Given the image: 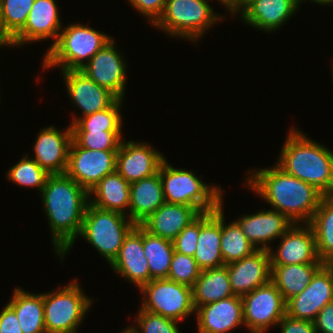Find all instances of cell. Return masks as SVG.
Returning a JSON list of instances; mask_svg holds the SVG:
<instances>
[{"label":"cell","instance_id":"83f0119b","mask_svg":"<svg viewBox=\"0 0 333 333\" xmlns=\"http://www.w3.org/2000/svg\"><path fill=\"white\" fill-rule=\"evenodd\" d=\"M7 305L16 313L23 333H47L44 323L43 293L15 288Z\"/></svg>","mask_w":333,"mask_h":333},{"label":"cell","instance_id":"b9f144b4","mask_svg":"<svg viewBox=\"0 0 333 333\" xmlns=\"http://www.w3.org/2000/svg\"><path fill=\"white\" fill-rule=\"evenodd\" d=\"M280 333H316L314 322L285 315L277 325Z\"/></svg>","mask_w":333,"mask_h":333},{"label":"cell","instance_id":"d590c367","mask_svg":"<svg viewBox=\"0 0 333 333\" xmlns=\"http://www.w3.org/2000/svg\"><path fill=\"white\" fill-rule=\"evenodd\" d=\"M122 131L72 130V141L79 147L90 150L118 151Z\"/></svg>","mask_w":333,"mask_h":333},{"label":"cell","instance_id":"7c38bea8","mask_svg":"<svg viewBox=\"0 0 333 333\" xmlns=\"http://www.w3.org/2000/svg\"><path fill=\"white\" fill-rule=\"evenodd\" d=\"M333 301V264H323L313 275L309 285L286 301V315L314 322L317 314Z\"/></svg>","mask_w":333,"mask_h":333},{"label":"cell","instance_id":"2e32d148","mask_svg":"<svg viewBox=\"0 0 333 333\" xmlns=\"http://www.w3.org/2000/svg\"><path fill=\"white\" fill-rule=\"evenodd\" d=\"M72 143V129L69 124L64 130L54 125L42 128L33 146L35 162L49 174H64L68 166Z\"/></svg>","mask_w":333,"mask_h":333},{"label":"cell","instance_id":"f6af8a7d","mask_svg":"<svg viewBox=\"0 0 333 333\" xmlns=\"http://www.w3.org/2000/svg\"><path fill=\"white\" fill-rule=\"evenodd\" d=\"M252 0H235L227 9L231 15H236L239 13L251 2Z\"/></svg>","mask_w":333,"mask_h":333},{"label":"cell","instance_id":"9c48e42d","mask_svg":"<svg viewBox=\"0 0 333 333\" xmlns=\"http://www.w3.org/2000/svg\"><path fill=\"white\" fill-rule=\"evenodd\" d=\"M138 290L143 294L141 309L180 322L193 313L192 288L168 278L153 279Z\"/></svg>","mask_w":333,"mask_h":333},{"label":"cell","instance_id":"9a60e30c","mask_svg":"<svg viewBox=\"0 0 333 333\" xmlns=\"http://www.w3.org/2000/svg\"><path fill=\"white\" fill-rule=\"evenodd\" d=\"M269 249L271 265L323 263L317 255L313 229L309 223H294Z\"/></svg>","mask_w":333,"mask_h":333},{"label":"cell","instance_id":"f546056e","mask_svg":"<svg viewBox=\"0 0 333 333\" xmlns=\"http://www.w3.org/2000/svg\"><path fill=\"white\" fill-rule=\"evenodd\" d=\"M192 295L195 310L199 306L234 296L227 267L224 265L219 268L201 271L199 278L192 287Z\"/></svg>","mask_w":333,"mask_h":333},{"label":"cell","instance_id":"44dd1931","mask_svg":"<svg viewBox=\"0 0 333 333\" xmlns=\"http://www.w3.org/2000/svg\"><path fill=\"white\" fill-rule=\"evenodd\" d=\"M198 333H230L245 326L241 296L234 295L195 310Z\"/></svg>","mask_w":333,"mask_h":333},{"label":"cell","instance_id":"30bf717a","mask_svg":"<svg viewBox=\"0 0 333 333\" xmlns=\"http://www.w3.org/2000/svg\"><path fill=\"white\" fill-rule=\"evenodd\" d=\"M241 299L245 327L251 333H265L286 315V301L271 281Z\"/></svg>","mask_w":333,"mask_h":333},{"label":"cell","instance_id":"74e56055","mask_svg":"<svg viewBox=\"0 0 333 333\" xmlns=\"http://www.w3.org/2000/svg\"><path fill=\"white\" fill-rule=\"evenodd\" d=\"M136 326H128L133 333H181L178 321L140 308L135 318Z\"/></svg>","mask_w":333,"mask_h":333},{"label":"cell","instance_id":"7dc6e473","mask_svg":"<svg viewBox=\"0 0 333 333\" xmlns=\"http://www.w3.org/2000/svg\"><path fill=\"white\" fill-rule=\"evenodd\" d=\"M316 3V4H320V5H333V0H311V3Z\"/></svg>","mask_w":333,"mask_h":333},{"label":"cell","instance_id":"8d00e7d4","mask_svg":"<svg viewBox=\"0 0 333 333\" xmlns=\"http://www.w3.org/2000/svg\"><path fill=\"white\" fill-rule=\"evenodd\" d=\"M35 0H0V18L4 31L13 38L26 24Z\"/></svg>","mask_w":333,"mask_h":333},{"label":"cell","instance_id":"8fae6325","mask_svg":"<svg viewBox=\"0 0 333 333\" xmlns=\"http://www.w3.org/2000/svg\"><path fill=\"white\" fill-rule=\"evenodd\" d=\"M117 152L90 150L72 141L66 174L89 192L107 174L116 171Z\"/></svg>","mask_w":333,"mask_h":333},{"label":"cell","instance_id":"1f68e13d","mask_svg":"<svg viewBox=\"0 0 333 333\" xmlns=\"http://www.w3.org/2000/svg\"><path fill=\"white\" fill-rule=\"evenodd\" d=\"M223 198L221 197V240L220 249L224 265L240 261L250 256L257 249L248 241L242 232L241 227L234 220L229 224L225 223Z\"/></svg>","mask_w":333,"mask_h":333},{"label":"cell","instance_id":"484cf974","mask_svg":"<svg viewBox=\"0 0 333 333\" xmlns=\"http://www.w3.org/2000/svg\"><path fill=\"white\" fill-rule=\"evenodd\" d=\"M165 202L159 171L130 184L128 217L139 225Z\"/></svg>","mask_w":333,"mask_h":333},{"label":"cell","instance_id":"7bdbcfd3","mask_svg":"<svg viewBox=\"0 0 333 333\" xmlns=\"http://www.w3.org/2000/svg\"><path fill=\"white\" fill-rule=\"evenodd\" d=\"M316 333H333V301L326 304L314 321Z\"/></svg>","mask_w":333,"mask_h":333},{"label":"cell","instance_id":"4dcf8cb0","mask_svg":"<svg viewBox=\"0 0 333 333\" xmlns=\"http://www.w3.org/2000/svg\"><path fill=\"white\" fill-rule=\"evenodd\" d=\"M316 242L318 258L333 264V196H325L309 222Z\"/></svg>","mask_w":333,"mask_h":333},{"label":"cell","instance_id":"3957f363","mask_svg":"<svg viewBox=\"0 0 333 333\" xmlns=\"http://www.w3.org/2000/svg\"><path fill=\"white\" fill-rule=\"evenodd\" d=\"M276 165L284 172L333 196V152L291 127Z\"/></svg>","mask_w":333,"mask_h":333},{"label":"cell","instance_id":"ffe728a7","mask_svg":"<svg viewBox=\"0 0 333 333\" xmlns=\"http://www.w3.org/2000/svg\"><path fill=\"white\" fill-rule=\"evenodd\" d=\"M117 275L140 288L150 281V269L143 250V228L136 225L125 237L117 257L109 265Z\"/></svg>","mask_w":333,"mask_h":333},{"label":"cell","instance_id":"e575fe53","mask_svg":"<svg viewBox=\"0 0 333 333\" xmlns=\"http://www.w3.org/2000/svg\"><path fill=\"white\" fill-rule=\"evenodd\" d=\"M29 154L8 169L7 179L18 186L37 188L41 192L50 175L41 168Z\"/></svg>","mask_w":333,"mask_h":333},{"label":"cell","instance_id":"7a4b0ae2","mask_svg":"<svg viewBox=\"0 0 333 333\" xmlns=\"http://www.w3.org/2000/svg\"><path fill=\"white\" fill-rule=\"evenodd\" d=\"M248 172L245 186L294 223H309L325 195L276 164Z\"/></svg>","mask_w":333,"mask_h":333},{"label":"cell","instance_id":"ba28073f","mask_svg":"<svg viewBox=\"0 0 333 333\" xmlns=\"http://www.w3.org/2000/svg\"><path fill=\"white\" fill-rule=\"evenodd\" d=\"M77 279L49 293H43L44 323L47 333H77L93 305Z\"/></svg>","mask_w":333,"mask_h":333},{"label":"cell","instance_id":"ac0fdd59","mask_svg":"<svg viewBox=\"0 0 333 333\" xmlns=\"http://www.w3.org/2000/svg\"><path fill=\"white\" fill-rule=\"evenodd\" d=\"M55 0H35L24 27L12 38V46L53 39L57 41L63 26Z\"/></svg>","mask_w":333,"mask_h":333},{"label":"cell","instance_id":"bcb514c9","mask_svg":"<svg viewBox=\"0 0 333 333\" xmlns=\"http://www.w3.org/2000/svg\"><path fill=\"white\" fill-rule=\"evenodd\" d=\"M3 46L12 47V38H0V48Z\"/></svg>","mask_w":333,"mask_h":333},{"label":"cell","instance_id":"d6a6232c","mask_svg":"<svg viewBox=\"0 0 333 333\" xmlns=\"http://www.w3.org/2000/svg\"><path fill=\"white\" fill-rule=\"evenodd\" d=\"M143 250L150 269V281L167 278L174 253L173 241L154 236L143 229Z\"/></svg>","mask_w":333,"mask_h":333},{"label":"cell","instance_id":"ab89813d","mask_svg":"<svg viewBox=\"0 0 333 333\" xmlns=\"http://www.w3.org/2000/svg\"><path fill=\"white\" fill-rule=\"evenodd\" d=\"M200 232V215L186 226L173 240L174 251L194 256Z\"/></svg>","mask_w":333,"mask_h":333},{"label":"cell","instance_id":"8992f818","mask_svg":"<svg viewBox=\"0 0 333 333\" xmlns=\"http://www.w3.org/2000/svg\"><path fill=\"white\" fill-rule=\"evenodd\" d=\"M165 202L195 207L200 213L216 210L223 191L204 183L193 171L172 167L164 159L159 167Z\"/></svg>","mask_w":333,"mask_h":333},{"label":"cell","instance_id":"7402d4cb","mask_svg":"<svg viewBox=\"0 0 333 333\" xmlns=\"http://www.w3.org/2000/svg\"><path fill=\"white\" fill-rule=\"evenodd\" d=\"M234 295L243 296L271 281L268 250H256L240 261L225 265Z\"/></svg>","mask_w":333,"mask_h":333},{"label":"cell","instance_id":"4316f807","mask_svg":"<svg viewBox=\"0 0 333 333\" xmlns=\"http://www.w3.org/2000/svg\"><path fill=\"white\" fill-rule=\"evenodd\" d=\"M89 203L99 209L128 216L130 183L117 171L107 174L89 191Z\"/></svg>","mask_w":333,"mask_h":333},{"label":"cell","instance_id":"ee69618b","mask_svg":"<svg viewBox=\"0 0 333 333\" xmlns=\"http://www.w3.org/2000/svg\"><path fill=\"white\" fill-rule=\"evenodd\" d=\"M0 333H23L16 313L7 304L0 312Z\"/></svg>","mask_w":333,"mask_h":333},{"label":"cell","instance_id":"60d3db41","mask_svg":"<svg viewBox=\"0 0 333 333\" xmlns=\"http://www.w3.org/2000/svg\"><path fill=\"white\" fill-rule=\"evenodd\" d=\"M127 2L153 25L162 15L166 0H128Z\"/></svg>","mask_w":333,"mask_h":333},{"label":"cell","instance_id":"277c9868","mask_svg":"<svg viewBox=\"0 0 333 333\" xmlns=\"http://www.w3.org/2000/svg\"><path fill=\"white\" fill-rule=\"evenodd\" d=\"M112 37L88 25L68 24L43 57V70H80Z\"/></svg>","mask_w":333,"mask_h":333},{"label":"cell","instance_id":"f35d334b","mask_svg":"<svg viewBox=\"0 0 333 333\" xmlns=\"http://www.w3.org/2000/svg\"><path fill=\"white\" fill-rule=\"evenodd\" d=\"M201 271L194 257L174 251L167 278L192 288Z\"/></svg>","mask_w":333,"mask_h":333},{"label":"cell","instance_id":"f907efd6","mask_svg":"<svg viewBox=\"0 0 333 333\" xmlns=\"http://www.w3.org/2000/svg\"><path fill=\"white\" fill-rule=\"evenodd\" d=\"M121 333H133L128 327L124 328Z\"/></svg>","mask_w":333,"mask_h":333},{"label":"cell","instance_id":"6da1fadb","mask_svg":"<svg viewBox=\"0 0 333 333\" xmlns=\"http://www.w3.org/2000/svg\"><path fill=\"white\" fill-rule=\"evenodd\" d=\"M39 194L51 230L53 249L62 261L81 232L89 192L64 173L50 174Z\"/></svg>","mask_w":333,"mask_h":333},{"label":"cell","instance_id":"5bb4252c","mask_svg":"<svg viewBox=\"0 0 333 333\" xmlns=\"http://www.w3.org/2000/svg\"><path fill=\"white\" fill-rule=\"evenodd\" d=\"M64 85L67 88L70 102L81 110L80 116H74L70 124L79 117H85L97 111L111 107L119 98L107 88L98 85L81 70L62 71Z\"/></svg>","mask_w":333,"mask_h":333},{"label":"cell","instance_id":"e0dca14e","mask_svg":"<svg viewBox=\"0 0 333 333\" xmlns=\"http://www.w3.org/2000/svg\"><path fill=\"white\" fill-rule=\"evenodd\" d=\"M164 154L149 143L122 140L117 152L116 171L130 184L156 174Z\"/></svg>","mask_w":333,"mask_h":333},{"label":"cell","instance_id":"52a82bcc","mask_svg":"<svg viewBox=\"0 0 333 333\" xmlns=\"http://www.w3.org/2000/svg\"><path fill=\"white\" fill-rule=\"evenodd\" d=\"M135 226L128 216L102 210L89 203L79 236L90 243L110 265L117 257L125 237Z\"/></svg>","mask_w":333,"mask_h":333},{"label":"cell","instance_id":"5b68a950","mask_svg":"<svg viewBox=\"0 0 333 333\" xmlns=\"http://www.w3.org/2000/svg\"><path fill=\"white\" fill-rule=\"evenodd\" d=\"M224 18L214 11L209 0H166L162 15L152 26L170 37L196 43Z\"/></svg>","mask_w":333,"mask_h":333},{"label":"cell","instance_id":"681fc988","mask_svg":"<svg viewBox=\"0 0 333 333\" xmlns=\"http://www.w3.org/2000/svg\"><path fill=\"white\" fill-rule=\"evenodd\" d=\"M0 38H11L3 29L1 18H0Z\"/></svg>","mask_w":333,"mask_h":333},{"label":"cell","instance_id":"836d02e7","mask_svg":"<svg viewBox=\"0 0 333 333\" xmlns=\"http://www.w3.org/2000/svg\"><path fill=\"white\" fill-rule=\"evenodd\" d=\"M123 99H118L111 107L97 111L79 119L71 125L72 130L122 131L123 116L120 114ZM122 116V117H121Z\"/></svg>","mask_w":333,"mask_h":333},{"label":"cell","instance_id":"c3c4849f","mask_svg":"<svg viewBox=\"0 0 333 333\" xmlns=\"http://www.w3.org/2000/svg\"><path fill=\"white\" fill-rule=\"evenodd\" d=\"M218 1L221 5L225 6L224 8H228L235 0H216Z\"/></svg>","mask_w":333,"mask_h":333},{"label":"cell","instance_id":"f1b7e54d","mask_svg":"<svg viewBox=\"0 0 333 333\" xmlns=\"http://www.w3.org/2000/svg\"><path fill=\"white\" fill-rule=\"evenodd\" d=\"M324 263L271 265V282L288 301L300 294L310 283L313 275Z\"/></svg>","mask_w":333,"mask_h":333},{"label":"cell","instance_id":"cb8c5ba5","mask_svg":"<svg viewBox=\"0 0 333 333\" xmlns=\"http://www.w3.org/2000/svg\"><path fill=\"white\" fill-rule=\"evenodd\" d=\"M200 214L193 206L164 202L139 225L154 236L173 241Z\"/></svg>","mask_w":333,"mask_h":333},{"label":"cell","instance_id":"603a6c76","mask_svg":"<svg viewBox=\"0 0 333 333\" xmlns=\"http://www.w3.org/2000/svg\"><path fill=\"white\" fill-rule=\"evenodd\" d=\"M295 0H252L239 14L245 24L264 32H274L297 12Z\"/></svg>","mask_w":333,"mask_h":333},{"label":"cell","instance_id":"4fadbf2b","mask_svg":"<svg viewBox=\"0 0 333 333\" xmlns=\"http://www.w3.org/2000/svg\"><path fill=\"white\" fill-rule=\"evenodd\" d=\"M111 39L80 69L98 85L124 100L127 81V61ZM126 61V62H125Z\"/></svg>","mask_w":333,"mask_h":333},{"label":"cell","instance_id":"d4e9b609","mask_svg":"<svg viewBox=\"0 0 333 333\" xmlns=\"http://www.w3.org/2000/svg\"><path fill=\"white\" fill-rule=\"evenodd\" d=\"M220 240L221 206L200 214V232L193 257L202 271L224 266Z\"/></svg>","mask_w":333,"mask_h":333},{"label":"cell","instance_id":"d6986e66","mask_svg":"<svg viewBox=\"0 0 333 333\" xmlns=\"http://www.w3.org/2000/svg\"><path fill=\"white\" fill-rule=\"evenodd\" d=\"M235 221L257 250L273 248L269 243L279 239L294 224L286 215L273 209H262L255 214H244Z\"/></svg>","mask_w":333,"mask_h":333},{"label":"cell","instance_id":"816d5d0a","mask_svg":"<svg viewBox=\"0 0 333 333\" xmlns=\"http://www.w3.org/2000/svg\"><path fill=\"white\" fill-rule=\"evenodd\" d=\"M299 5H301V3H303L304 1H307V0H295ZM311 1V0H309Z\"/></svg>","mask_w":333,"mask_h":333}]
</instances>
